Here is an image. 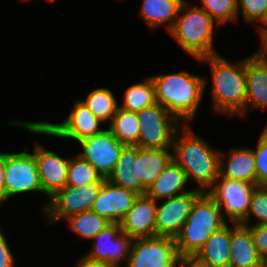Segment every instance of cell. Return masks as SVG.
<instances>
[{
	"label": "cell",
	"instance_id": "obj_1",
	"mask_svg": "<svg viewBox=\"0 0 267 267\" xmlns=\"http://www.w3.org/2000/svg\"><path fill=\"white\" fill-rule=\"evenodd\" d=\"M173 148V160L185 172L188 182L195 180L198 189L207 192L220 175L221 152L192 132L187 124L176 131Z\"/></svg>",
	"mask_w": 267,
	"mask_h": 267
},
{
	"label": "cell",
	"instance_id": "obj_2",
	"mask_svg": "<svg viewBox=\"0 0 267 267\" xmlns=\"http://www.w3.org/2000/svg\"><path fill=\"white\" fill-rule=\"evenodd\" d=\"M151 78L155 86L156 103L167 109L181 124L192 121L204 95L206 78L186 71Z\"/></svg>",
	"mask_w": 267,
	"mask_h": 267
},
{
	"label": "cell",
	"instance_id": "obj_3",
	"mask_svg": "<svg viewBox=\"0 0 267 267\" xmlns=\"http://www.w3.org/2000/svg\"><path fill=\"white\" fill-rule=\"evenodd\" d=\"M198 61L210 63L214 109L230 117L246 116L245 59L233 64L215 54Z\"/></svg>",
	"mask_w": 267,
	"mask_h": 267
},
{
	"label": "cell",
	"instance_id": "obj_4",
	"mask_svg": "<svg viewBox=\"0 0 267 267\" xmlns=\"http://www.w3.org/2000/svg\"><path fill=\"white\" fill-rule=\"evenodd\" d=\"M227 224L222 210L207 193L196 200L180 233L175 237L180 257L196 255L206 240Z\"/></svg>",
	"mask_w": 267,
	"mask_h": 267
},
{
	"label": "cell",
	"instance_id": "obj_5",
	"mask_svg": "<svg viewBox=\"0 0 267 267\" xmlns=\"http://www.w3.org/2000/svg\"><path fill=\"white\" fill-rule=\"evenodd\" d=\"M189 7L187 2L181 5L169 34L196 60L218 54L213 48L215 20L198 6Z\"/></svg>",
	"mask_w": 267,
	"mask_h": 267
},
{
	"label": "cell",
	"instance_id": "obj_6",
	"mask_svg": "<svg viewBox=\"0 0 267 267\" xmlns=\"http://www.w3.org/2000/svg\"><path fill=\"white\" fill-rule=\"evenodd\" d=\"M101 122L84 103L76 99L69 116L61 123L21 122L16 120L9 121L8 124L23 127L35 134H46L61 139L71 138L74 141H79L85 137L101 133L104 130L100 129Z\"/></svg>",
	"mask_w": 267,
	"mask_h": 267
},
{
	"label": "cell",
	"instance_id": "obj_7",
	"mask_svg": "<svg viewBox=\"0 0 267 267\" xmlns=\"http://www.w3.org/2000/svg\"><path fill=\"white\" fill-rule=\"evenodd\" d=\"M140 133L138 147L171 149L176 131L183 125L159 103L137 112Z\"/></svg>",
	"mask_w": 267,
	"mask_h": 267
},
{
	"label": "cell",
	"instance_id": "obj_8",
	"mask_svg": "<svg viewBox=\"0 0 267 267\" xmlns=\"http://www.w3.org/2000/svg\"><path fill=\"white\" fill-rule=\"evenodd\" d=\"M179 260L175 238H135L131 243L126 267H177Z\"/></svg>",
	"mask_w": 267,
	"mask_h": 267
},
{
	"label": "cell",
	"instance_id": "obj_9",
	"mask_svg": "<svg viewBox=\"0 0 267 267\" xmlns=\"http://www.w3.org/2000/svg\"><path fill=\"white\" fill-rule=\"evenodd\" d=\"M257 185L218 176L207 193L214 199L231 223H242L250 207V198Z\"/></svg>",
	"mask_w": 267,
	"mask_h": 267
},
{
	"label": "cell",
	"instance_id": "obj_10",
	"mask_svg": "<svg viewBox=\"0 0 267 267\" xmlns=\"http://www.w3.org/2000/svg\"><path fill=\"white\" fill-rule=\"evenodd\" d=\"M103 183H90L82 187L66 186L44 205L47 223L59 222L71 215L90 211Z\"/></svg>",
	"mask_w": 267,
	"mask_h": 267
},
{
	"label": "cell",
	"instance_id": "obj_11",
	"mask_svg": "<svg viewBox=\"0 0 267 267\" xmlns=\"http://www.w3.org/2000/svg\"><path fill=\"white\" fill-rule=\"evenodd\" d=\"M31 191L42 193L34 155L26 151L6 153L4 202L14 195Z\"/></svg>",
	"mask_w": 267,
	"mask_h": 267
},
{
	"label": "cell",
	"instance_id": "obj_12",
	"mask_svg": "<svg viewBox=\"0 0 267 267\" xmlns=\"http://www.w3.org/2000/svg\"><path fill=\"white\" fill-rule=\"evenodd\" d=\"M77 142L83 150L78 155L87 160L104 179H108L112 174L126 146L120 143L109 129H104L101 133L85 137Z\"/></svg>",
	"mask_w": 267,
	"mask_h": 267
},
{
	"label": "cell",
	"instance_id": "obj_13",
	"mask_svg": "<svg viewBox=\"0 0 267 267\" xmlns=\"http://www.w3.org/2000/svg\"><path fill=\"white\" fill-rule=\"evenodd\" d=\"M203 193L198 187L182 194L164 199L161 205L157 202L156 236L175 238L187 221L195 200ZM159 204V206H158Z\"/></svg>",
	"mask_w": 267,
	"mask_h": 267
},
{
	"label": "cell",
	"instance_id": "obj_14",
	"mask_svg": "<svg viewBox=\"0 0 267 267\" xmlns=\"http://www.w3.org/2000/svg\"><path fill=\"white\" fill-rule=\"evenodd\" d=\"M92 240L93 247L86 256L90 259L120 267L128 261L132 240L121 231L120 223H111ZM122 260V261H121Z\"/></svg>",
	"mask_w": 267,
	"mask_h": 267
},
{
	"label": "cell",
	"instance_id": "obj_15",
	"mask_svg": "<svg viewBox=\"0 0 267 267\" xmlns=\"http://www.w3.org/2000/svg\"><path fill=\"white\" fill-rule=\"evenodd\" d=\"M39 180L44 193L48 200L59 190L67 186V174L69 167V158L58 156L54 151L43 148L36 142L34 153Z\"/></svg>",
	"mask_w": 267,
	"mask_h": 267
},
{
	"label": "cell",
	"instance_id": "obj_16",
	"mask_svg": "<svg viewBox=\"0 0 267 267\" xmlns=\"http://www.w3.org/2000/svg\"><path fill=\"white\" fill-rule=\"evenodd\" d=\"M138 196L137 193L104 179L91 211L106 218L111 223H119L131 209Z\"/></svg>",
	"mask_w": 267,
	"mask_h": 267
},
{
	"label": "cell",
	"instance_id": "obj_17",
	"mask_svg": "<svg viewBox=\"0 0 267 267\" xmlns=\"http://www.w3.org/2000/svg\"><path fill=\"white\" fill-rule=\"evenodd\" d=\"M157 201L151 197L139 195L131 209L119 222L121 231L131 239L155 237Z\"/></svg>",
	"mask_w": 267,
	"mask_h": 267
},
{
	"label": "cell",
	"instance_id": "obj_18",
	"mask_svg": "<svg viewBox=\"0 0 267 267\" xmlns=\"http://www.w3.org/2000/svg\"><path fill=\"white\" fill-rule=\"evenodd\" d=\"M229 267H265L251 234V225L232 223Z\"/></svg>",
	"mask_w": 267,
	"mask_h": 267
},
{
	"label": "cell",
	"instance_id": "obj_19",
	"mask_svg": "<svg viewBox=\"0 0 267 267\" xmlns=\"http://www.w3.org/2000/svg\"><path fill=\"white\" fill-rule=\"evenodd\" d=\"M107 180L138 195H144L147 189L140 182V147L125 146Z\"/></svg>",
	"mask_w": 267,
	"mask_h": 267
},
{
	"label": "cell",
	"instance_id": "obj_20",
	"mask_svg": "<svg viewBox=\"0 0 267 267\" xmlns=\"http://www.w3.org/2000/svg\"><path fill=\"white\" fill-rule=\"evenodd\" d=\"M246 102L245 113L249 107H267V66L254 54L245 59Z\"/></svg>",
	"mask_w": 267,
	"mask_h": 267
},
{
	"label": "cell",
	"instance_id": "obj_21",
	"mask_svg": "<svg viewBox=\"0 0 267 267\" xmlns=\"http://www.w3.org/2000/svg\"><path fill=\"white\" fill-rule=\"evenodd\" d=\"M224 154L220 155V175L233 180L248 182L256 185V166L253 149L232 148L224 161Z\"/></svg>",
	"mask_w": 267,
	"mask_h": 267
},
{
	"label": "cell",
	"instance_id": "obj_22",
	"mask_svg": "<svg viewBox=\"0 0 267 267\" xmlns=\"http://www.w3.org/2000/svg\"><path fill=\"white\" fill-rule=\"evenodd\" d=\"M187 183L188 179L185 172L172 160L153 184L147 188L145 194L155 201H159L162 198L163 200L164 198L168 199L184 193Z\"/></svg>",
	"mask_w": 267,
	"mask_h": 267
},
{
	"label": "cell",
	"instance_id": "obj_23",
	"mask_svg": "<svg viewBox=\"0 0 267 267\" xmlns=\"http://www.w3.org/2000/svg\"><path fill=\"white\" fill-rule=\"evenodd\" d=\"M231 229L228 223L214 232L195 255L213 267H229Z\"/></svg>",
	"mask_w": 267,
	"mask_h": 267
},
{
	"label": "cell",
	"instance_id": "obj_24",
	"mask_svg": "<svg viewBox=\"0 0 267 267\" xmlns=\"http://www.w3.org/2000/svg\"><path fill=\"white\" fill-rule=\"evenodd\" d=\"M185 0H143L140 15L151 28L165 24L170 32Z\"/></svg>",
	"mask_w": 267,
	"mask_h": 267
},
{
	"label": "cell",
	"instance_id": "obj_25",
	"mask_svg": "<svg viewBox=\"0 0 267 267\" xmlns=\"http://www.w3.org/2000/svg\"><path fill=\"white\" fill-rule=\"evenodd\" d=\"M169 150L140 148V182L146 189L173 160Z\"/></svg>",
	"mask_w": 267,
	"mask_h": 267
},
{
	"label": "cell",
	"instance_id": "obj_26",
	"mask_svg": "<svg viewBox=\"0 0 267 267\" xmlns=\"http://www.w3.org/2000/svg\"><path fill=\"white\" fill-rule=\"evenodd\" d=\"M112 135L126 146H138L140 133L139 120L136 112L118 108L117 113L108 125Z\"/></svg>",
	"mask_w": 267,
	"mask_h": 267
},
{
	"label": "cell",
	"instance_id": "obj_27",
	"mask_svg": "<svg viewBox=\"0 0 267 267\" xmlns=\"http://www.w3.org/2000/svg\"><path fill=\"white\" fill-rule=\"evenodd\" d=\"M123 98V106H119V108L129 112L137 113L143 108L155 104V86L151 76L145 78L143 82L127 88Z\"/></svg>",
	"mask_w": 267,
	"mask_h": 267
},
{
	"label": "cell",
	"instance_id": "obj_28",
	"mask_svg": "<svg viewBox=\"0 0 267 267\" xmlns=\"http://www.w3.org/2000/svg\"><path fill=\"white\" fill-rule=\"evenodd\" d=\"M102 122H111L119 106L112 91L108 88H96L91 91L85 100H80Z\"/></svg>",
	"mask_w": 267,
	"mask_h": 267
},
{
	"label": "cell",
	"instance_id": "obj_29",
	"mask_svg": "<svg viewBox=\"0 0 267 267\" xmlns=\"http://www.w3.org/2000/svg\"><path fill=\"white\" fill-rule=\"evenodd\" d=\"M70 230L72 229L83 239L92 240L100 231H103L111 222L97 213L90 211L80 212L66 218Z\"/></svg>",
	"mask_w": 267,
	"mask_h": 267
},
{
	"label": "cell",
	"instance_id": "obj_30",
	"mask_svg": "<svg viewBox=\"0 0 267 267\" xmlns=\"http://www.w3.org/2000/svg\"><path fill=\"white\" fill-rule=\"evenodd\" d=\"M103 181L104 178L87 160H84L78 154L70 159L67 186L82 187L90 183H103Z\"/></svg>",
	"mask_w": 267,
	"mask_h": 267
},
{
	"label": "cell",
	"instance_id": "obj_31",
	"mask_svg": "<svg viewBox=\"0 0 267 267\" xmlns=\"http://www.w3.org/2000/svg\"><path fill=\"white\" fill-rule=\"evenodd\" d=\"M201 9L205 10L215 21L221 25L227 21H235L239 14L237 0H201Z\"/></svg>",
	"mask_w": 267,
	"mask_h": 267
},
{
	"label": "cell",
	"instance_id": "obj_32",
	"mask_svg": "<svg viewBox=\"0 0 267 267\" xmlns=\"http://www.w3.org/2000/svg\"><path fill=\"white\" fill-rule=\"evenodd\" d=\"M251 215L257 219V223L254 225L267 224V185H257L255 187L250 198V207L246 219L241 224L248 225L249 223L246 222L249 221Z\"/></svg>",
	"mask_w": 267,
	"mask_h": 267
},
{
	"label": "cell",
	"instance_id": "obj_33",
	"mask_svg": "<svg viewBox=\"0 0 267 267\" xmlns=\"http://www.w3.org/2000/svg\"><path fill=\"white\" fill-rule=\"evenodd\" d=\"M240 8L246 22H265L267 17V0H237L238 12Z\"/></svg>",
	"mask_w": 267,
	"mask_h": 267
},
{
	"label": "cell",
	"instance_id": "obj_34",
	"mask_svg": "<svg viewBox=\"0 0 267 267\" xmlns=\"http://www.w3.org/2000/svg\"><path fill=\"white\" fill-rule=\"evenodd\" d=\"M256 166V185H267V133L263 130L256 150L253 149Z\"/></svg>",
	"mask_w": 267,
	"mask_h": 267
},
{
	"label": "cell",
	"instance_id": "obj_35",
	"mask_svg": "<svg viewBox=\"0 0 267 267\" xmlns=\"http://www.w3.org/2000/svg\"><path fill=\"white\" fill-rule=\"evenodd\" d=\"M251 234L260 257L267 264V224L251 225Z\"/></svg>",
	"mask_w": 267,
	"mask_h": 267
},
{
	"label": "cell",
	"instance_id": "obj_36",
	"mask_svg": "<svg viewBox=\"0 0 267 267\" xmlns=\"http://www.w3.org/2000/svg\"><path fill=\"white\" fill-rule=\"evenodd\" d=\"M14 254L0 228V267H15Z\"/></svg>",
	"mask_w": 267,
	"mask_h": 267
},
{
	"label": "cell",
	"instance_id": "obj_37",
	"mask_svg": "<svg viewBox=\"0 0 267 267\" xmlns=\"http://www.w3.org/2000/svg\"><path fill=\"white\" fill-rule=\"evenodd\" d=\"M179 267H213L208 263L203 262L195 255L180 257Z\"/></svg>",
	"mask_w": 267,
	"mask_h": 267
},
{
	"label": "cell",
	"instance_id": "obj_38",
	"mask_svg": "<svg viewBox=\"0 0 267 267\" xmlns=\"http://www.w3.org/2000/svg\"><path fill=\"white\" fill-rule=\"evenodd\" d=\"M76 267H115V266L105 262H100L90 259L85 255L79 259Z\"/></svg>",
	"mask_w": 267,
	"mask_h": 267
},
{
	"label": "cell",
	"instance_id": "obj_39",
	"mask_svg": "<svg viewBox=\"0 0 267 267\" xmlns=\"http://www.w3.org/2000/svg\"><path fill=\"white\" fill-rule=\"evenodd\" d=\"M6 153L0 152V203L4 202Z\"/></svg>",
	"mask_w": 267,
	"mask_h": 267
},
{
	"label": "cell",
	"instance_id": "obj_40",
	"mask_svg": "<svg viewBox=\"0 0 267 267\" xmlns=\"http://www.w3.org/2000/svg\"><path fill=\"white\" fill-rule=\"evenodd\" d=\"M263 45L254 55L267 66V33H260Z\"/></svg>",
	"mask_w": 267,
	"mask_h": 267
},
{
	"label": "cell",
	"instance_id": "obj_41",
	"mask_svg": "<svg viewBox=\"0 0 267 267\" xmlns=\"http://www.w3.org/2000/svg\"><path fill=\"white\" fill-rule=\"evenodd\" d=\"M259 33H267V17L262 26H259Z\"/></svg>",
	"mask_w": 267,
	"mask_h": 267
},
{
	"label": "cell",
	"instance_id": "obj_42",
	"mask_svg": "<svg viewBox=\"0 0 267 267\" xmlns=\"http://www.w3.org/2000/svg\"><path fill=\"white\" fill-rule=\"evenodd\" d=\"M264 131L267 133V124H266V126H265V128H264Z\"/></svg>",
	"mask_w": 267,
	"mask_h": 267
}]
</instances>
